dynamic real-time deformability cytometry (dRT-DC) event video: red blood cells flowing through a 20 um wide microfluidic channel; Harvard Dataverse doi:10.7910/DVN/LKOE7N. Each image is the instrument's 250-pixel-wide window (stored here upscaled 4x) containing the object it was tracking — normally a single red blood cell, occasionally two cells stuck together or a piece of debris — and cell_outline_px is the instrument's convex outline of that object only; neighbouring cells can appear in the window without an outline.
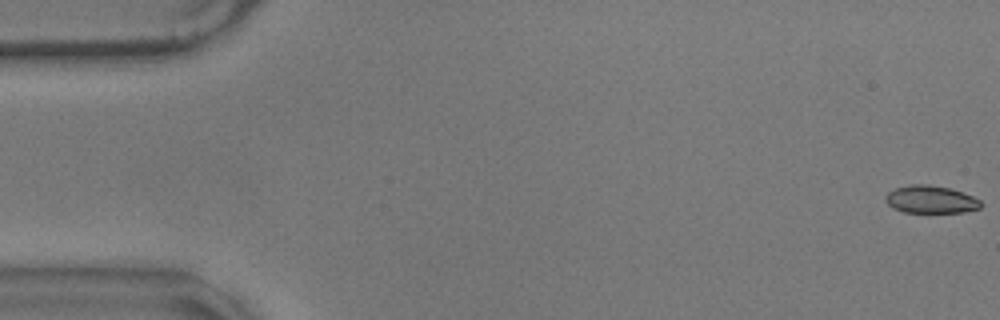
{"species": "common noctule bat (a hibernating species)", "species_latin": "Nyctalus noctula", "temperature_condition": "warm", "stored_images_in_passage": 58, "camera_frame_rate_fps": 3000, "um_per_image_px": 0.085, "animal": {"sex": "male", "body_mass_g": 17.9}, "frame": {"image": 1, "passage_image": 1, "time_ms": 0.0, "image_size_px": [1000, 320], "cell_outline_px": [[984, 204], [980, 208], [964, 212], [904, 212], [892, 208], [884, 200], [884, 196], [888, 192], [896, 188], [912, 184], [928, 184], [948, 188], [972, 196], [980, 200]], "centroid_in_image_um": [79.09, 16.96], "position_along_channel_um": 5.9, "area_um2": 15.32}}
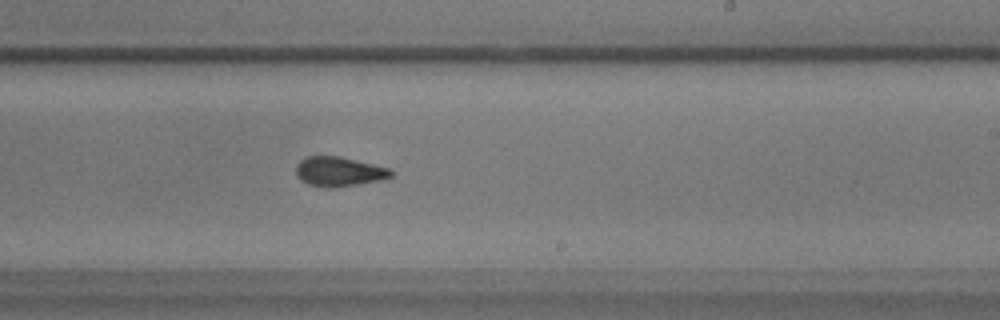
{"frame": {"image": 2, "passage_image": 35, "time_ms": 11.333, "image_size_px": [1000, 320], "cell_outline_px": [[392, 176], [380, 180], [332, 188], [308, 184], [300, 180], [296, 176], [296, 164], [300, 160], [308, 156], [340, 156], [388, 168], [392, 172]], "centroid_in_image_um": [28.76, 14.58], "position_along_channel_um": 260.2, "area_um2": 16.18}}
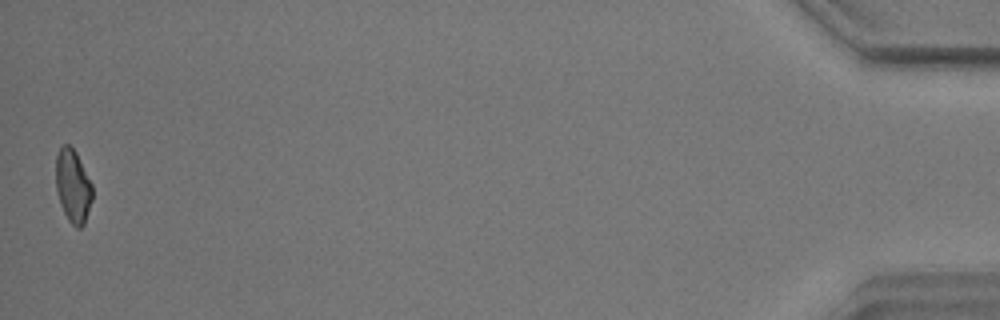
{"frame": {"image": 3, "passage_image": 58, "time_ms": 19.0, "image_size_px": [1000, 320], "cell_outline_px": [[92, 200], [84, 224], [80, 228], [76, 228], [68, 220], [60, 204], [56, 192], [56, 156], [60, 148], [64, 144], [68, 144], [76, 152], [92, 184]], "centroid_in_image_um": [6.19, 15.83], "position_along_channel_um": 429.0, "area_um2": 15.55}, "authors_computed_cell_mechanics": {"area_um2": 16.2707, "velocity_mm_per_s": 3.4716, "shape_relaxation_time_tau1_ms": 5.7132, "shape_relaxation_time_tau2_ms": 2.8715, "deformation_change_tau1": 0.1394, "deformation_change_tau2": 0.0862}}